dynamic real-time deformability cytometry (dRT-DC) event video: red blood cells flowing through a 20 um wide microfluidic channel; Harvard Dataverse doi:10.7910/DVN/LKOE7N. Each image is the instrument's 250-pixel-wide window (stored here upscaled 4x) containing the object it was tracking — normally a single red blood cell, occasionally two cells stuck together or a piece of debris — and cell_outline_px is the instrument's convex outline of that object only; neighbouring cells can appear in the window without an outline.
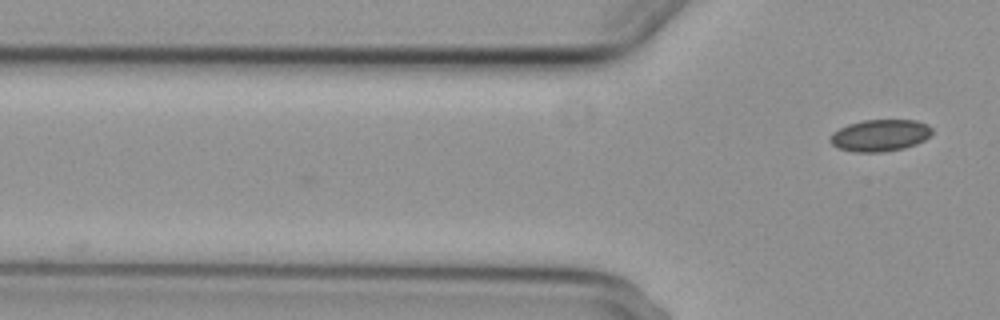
{"species": "common noctule bat (a hibernating species)", "species_latin": "Nyctalus noctula", "temperature_condition": "cold", "stored_images_in_passage": 2, "camera_frame_rate_fps": 3000, "um_per_image_px": 0.085, "animal": {"sex": "female", "body_mass_g": 29.2, "forearm_length_mm": 56.3}, "frame": {"image": 1, "passage_image": 2, "time_ms": 2.0, "image_size_px": [1000, 320], "cell_outline_px": [[932, 132], [924, 140], [916, 144], [904, 148], [880, 152], [852, 152], [836, 148], [828, 140], [832, 132], [848, 124], [864, 120], [916, 120], [928, 124], [932, 128]], "centroid_in_image_um": [74.77, 11.51], "position_along_channel_um": 51.0, "area_um2": 19.02}}